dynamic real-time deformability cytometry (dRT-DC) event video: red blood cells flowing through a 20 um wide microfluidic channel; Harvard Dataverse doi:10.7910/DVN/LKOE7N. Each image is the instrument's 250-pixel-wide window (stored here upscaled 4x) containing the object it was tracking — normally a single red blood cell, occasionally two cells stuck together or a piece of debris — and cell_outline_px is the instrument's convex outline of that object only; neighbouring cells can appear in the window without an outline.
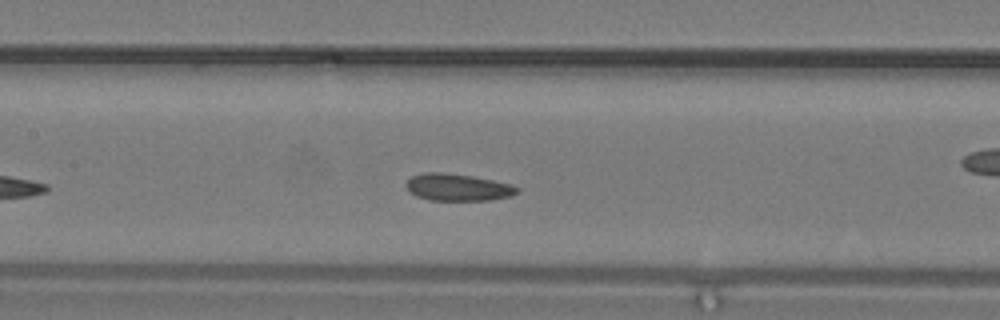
{"species": "common noctule bat (a hibernating species)", "species_latin": "Nyctalus noctula", "temperature_condition": "warm", "stored_images_in_passage": 10, "camera_frame_rate_fps": 3000, "um_per_image_px": 0.085, "animal": {"sex": "male", "body_mass_g": 19.2, "forearm_length_mm": 51.8}, "frame": {"image": 1, "passage_image": 7, "time_ms": 2.0, "image_size_px": [1000, 320], "cell_outline_px": [[520, 192], [512, 196], [488, 200], [432, 200], [416, 196], [404, 184], [412, 176], [424, 172], [444, 172], [472, 176], [512, 184], [520, 188]], "centroid_in_image_um": [38.95, 15.91], "position_along_channel_um": 168.4, "area_um2": 17.51}}
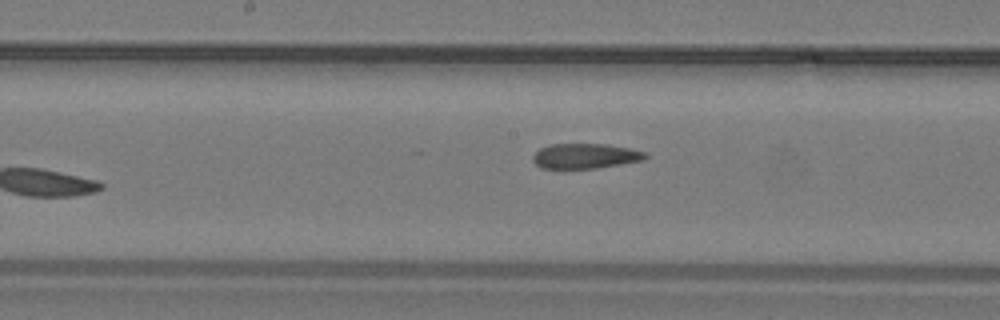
{"frame": {"image": 2, "passage_image": 10, "time_ms": 3.0, "image_size_px": [1000, 320], "cell_outline_px": [[648, 156], [644, 160], [596, 168], [540, 168], [532, 160], [532, 156], [540, 148], [552, 144], [604, 144], [628, 148], [644, 152]], "centroid_in_image_um": [49.72, 13.26], "position_along_channel_um": 198.5, "area_um2": 16.24}}